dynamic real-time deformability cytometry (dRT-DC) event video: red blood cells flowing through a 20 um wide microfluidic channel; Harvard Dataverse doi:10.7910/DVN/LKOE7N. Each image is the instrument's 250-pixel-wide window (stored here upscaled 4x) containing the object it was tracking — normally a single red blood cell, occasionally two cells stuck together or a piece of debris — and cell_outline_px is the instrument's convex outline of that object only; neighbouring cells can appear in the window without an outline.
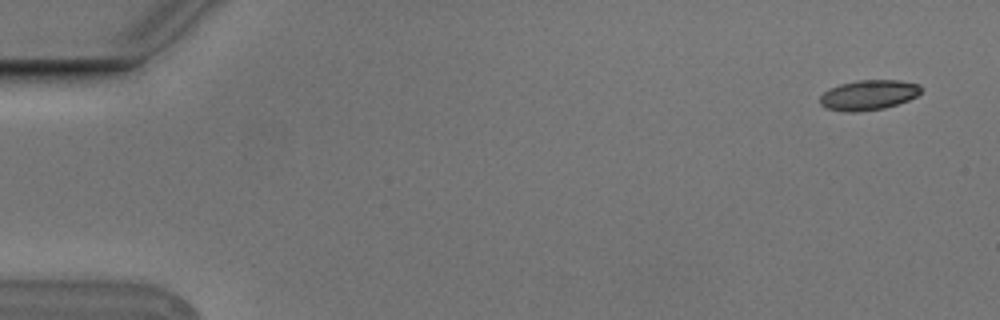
{"species": "Egyptian fruit bat (a non-hibernating species)", "species_latin": "Rousettus aegyptiacus", "temperature_condition": "cold", "stored_images_in_passage": 4, "camera_frame_rate_fps": 3000, "um_per_image_px": 0.085, "animal": {"sex": "male"}, "frame": {"image": 1, "passage_image": 1, "time_ms": 0.0, "image_size_px": [1000, 320], "cell_outline_px": [[924, 88], [916, 96], [908, 100], [884, 108], [856, 112], [848, 112], [828, 108], [820, 104], [820, 96], [824, 92], [840, 84], [856, 80], [900, 80], [920, 84]], "centroid_in_image_um": [73.86, 8.06], "position_along_channel_um": 11.1, "area_um2": 17.63}}